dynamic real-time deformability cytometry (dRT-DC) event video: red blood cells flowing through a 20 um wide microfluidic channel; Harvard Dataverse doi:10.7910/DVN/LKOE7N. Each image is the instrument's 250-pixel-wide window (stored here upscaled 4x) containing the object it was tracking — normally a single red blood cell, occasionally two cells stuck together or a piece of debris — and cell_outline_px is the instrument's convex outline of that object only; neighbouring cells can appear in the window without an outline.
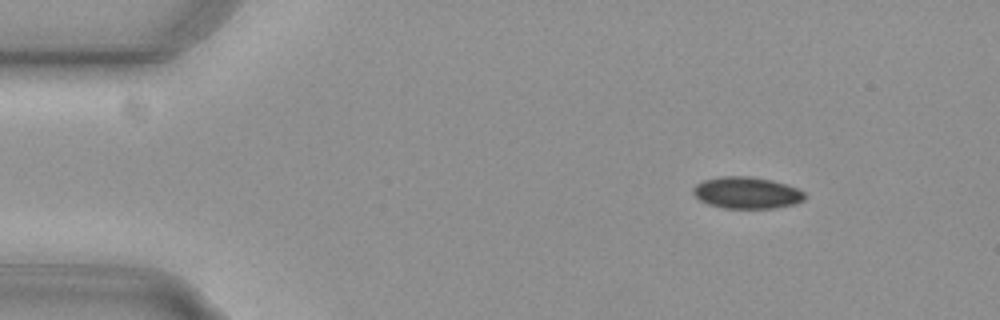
{"species": "common noctule bat (a hibernating species)", "species_latin": "Nyctalus noctula", "temperature_condition": "cold", "stored_images_in_passage": 49, "camera_frame_rate_fps": 3000, "um_per_image_px": 0.085, "animal": {"sex": "female", "body_mass_g": 29.2, "forearm_length_mm": 56.3}, "frame": {"image": 1, "passage_image": 1, "time_ms": 0.0, "image_size_px": [1000, 320], "cell_outline_px": [[804, 200], [792, 204], [772, 208], [724, 208], [708, 204], [700, 200], [692, 192], [692, 188], [696, 184], [704, 180], [720, 176], [748, 176], [772, 180], [796, 188], [804, 192]], "centroid_in_image_um": [63.43, 16.38], "position_along_channel_um": 21.6, "area_um2": 20.4}}
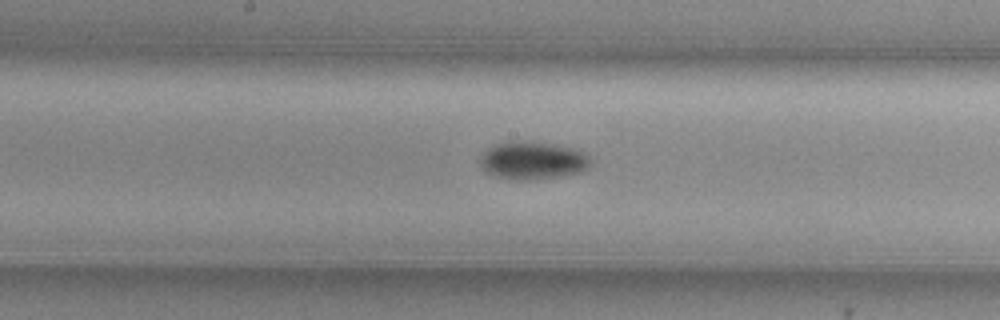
{"frame": {"image": 2, "passage_image": 22, "time_ms": 7.0, "image_size_px": [1000, 320], "cell_outline_px": [[592, 164], [588, 168], [580, 172], [560, 176], [532, 180], [508, 180], [492, 176], [484, 172], [480, 164], [480, 156], [488, 148], [496, 144], [508, 140], [520, 140], [552, 144], [572, 148], [588, 156], [592, 160]], "centroid_in_image_um": [45.22, 13.65], "position_along_channel_um": 203.0, "area_um2": 24.74}}
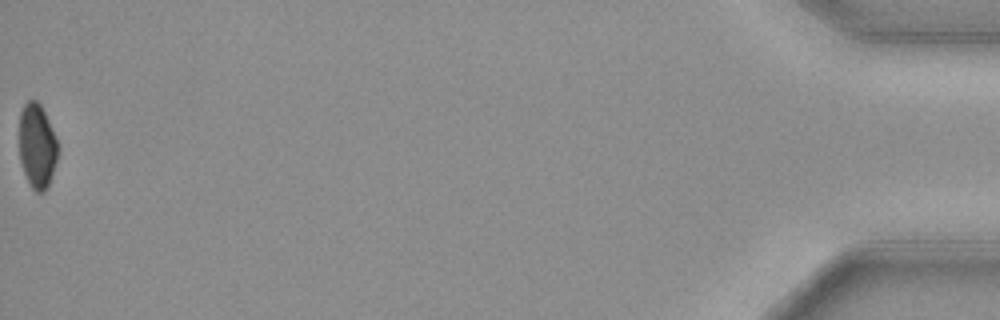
{"frame": {"image": 3, "passage_image": 49, "time_ms": 16.0, "image_size_px": [1000, 320], "cell_outline_px": [[56, 160], [48, 188], [44, 192], [36, 192], [32, 188], [24, 172], [20, 160], [20, 112], [24, 104], [28, 100], [36, 100], [40, 104], [48, 120], [56, 140]], "centroid_in_image_um": [3.13, 12.42], "position_along_channel_um": 432.1, "area_um2": 18.55}, "authors_computed_cell_mechanics": {"area_um2": 21.5594, "velocity_mm_per_s": 3.744, "shape_relaxation_time_tau1_ms": 10.1923, "shape_relaxation_time_tau2_ms": null, "deformation_change_tau1": 0.1294, "deformation_change_tau2": null}}